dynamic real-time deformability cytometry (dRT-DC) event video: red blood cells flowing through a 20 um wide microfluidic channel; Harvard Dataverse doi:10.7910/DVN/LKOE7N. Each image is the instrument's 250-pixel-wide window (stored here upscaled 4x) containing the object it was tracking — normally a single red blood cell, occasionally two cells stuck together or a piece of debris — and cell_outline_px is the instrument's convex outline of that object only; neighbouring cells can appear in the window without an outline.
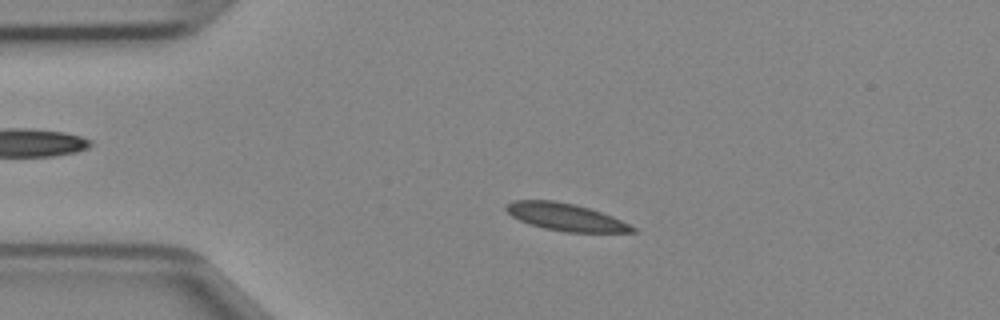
{"species": "Egyptian fruit bat (a non-hibernating species)", "species_latin": "Rousettus aegyptiacus", "temperature_condition": "cold", "stored_images_in_passage": 47, "camera_frame_rate_fps": 3000, "um_per_image_px": 0.085, "animal": {"sex": "female"}, "frame": {"image": 1, "passage_image": 10, "time_ms": 3.0, "image_size_px": [1000, 320], "cell_outline_px": [[636, 232], [564, 232], [544, 228], [520, 220], [512, 216], [504, 208], [504, 204], [512, 200], [552, 200], [576, 204], [612, 216], [636, 228]], "centroid_in_image_um": [48.04, 18.43], "position_along_channel_um": 37.0, "area_um2": 20.0}}
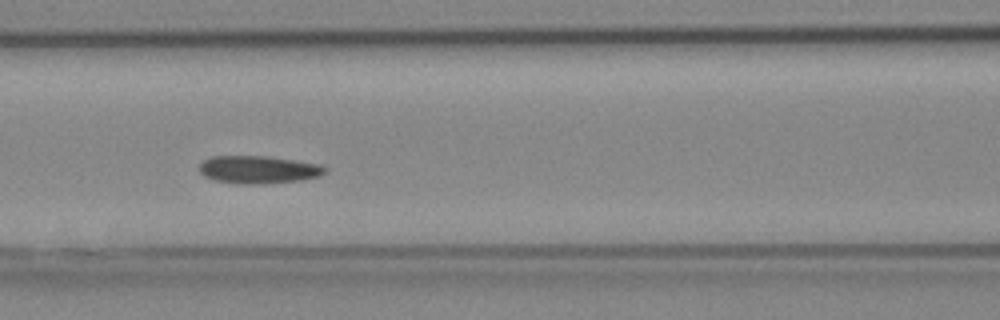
{"frame": {"image": 2, "passage_image": 20, "time_ms": 6.333, "image_size_px": [1000, 320], "cell_outline_px": [[328, 172], [320, 176], [300, 180], [256, 184], [236, 184], [216, 180], [204, 176], [200, 172], [200, 164], [204, 160], [212, 156], [268, 156], [320, 164], [328, 168]], "centroid_in_image_um": [22.0, 14.41], "position_along_channel_um": 144.6, "area_um2": 20.35}}
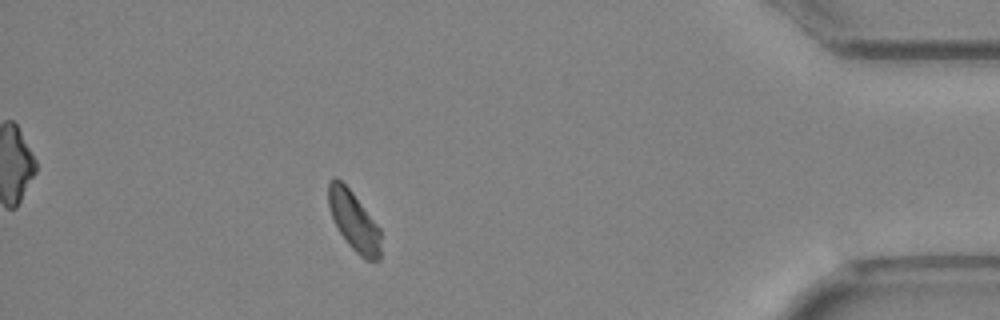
{"frame": {"image": 3, "passage_image": 42, "time_ms": 13.667, "image_size_px": [1000, 320], "cell_outline_px": [[380, 260], [364, 260], [348, 244], [340, 232], [332, 216], [328, 204], [328, 180], [336, 176], [352, 192], [380, 228]], "centroid_in_image_um": [30.07, 18.78], "position_along_channel_um": 405.1, "area_um2": 17.92}}